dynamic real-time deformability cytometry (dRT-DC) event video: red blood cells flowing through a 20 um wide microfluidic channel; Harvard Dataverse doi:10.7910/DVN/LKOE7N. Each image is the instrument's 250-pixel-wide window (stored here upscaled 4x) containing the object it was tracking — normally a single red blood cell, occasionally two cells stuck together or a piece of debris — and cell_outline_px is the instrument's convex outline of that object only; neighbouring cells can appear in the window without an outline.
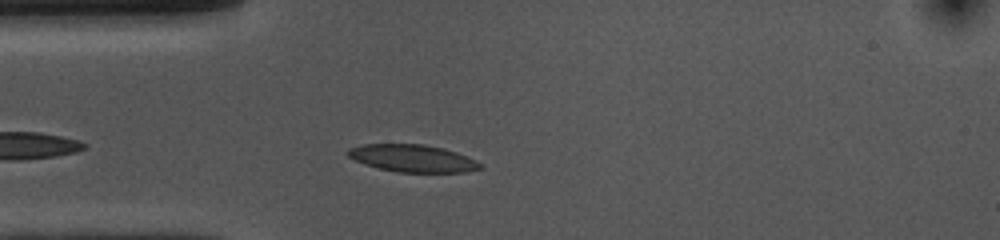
{"species": "common noctule bat (a hibernating species)", "species_latin": "Nyctalus noctula", "temperature_condition": "cold", "stored_images_in_passage": 20, "camera_frame_rate_fps": 3000, "um_per_image_px": 0.085, "animal": {"sex": "female", "body_mass_g": 10.0, "forearm_length_mm": 53.1}, "frame": {"image": 1, "passage_image": 5, "time_ms": 1.333, "image_size_px": [1000, 240], "cell_outline_px": [[484, 168], [468, 172], [396, 172], [364, 164], [348, 156], [344, 152], [348, 148], [360, 144], [424, 144], [444, 148], [456, 152], [476, 160], [484, 164]], "centroid_in_image_um": [35.09, 13.45], "position_along_channel_um": 49.9, "area_um2": 21.33}}
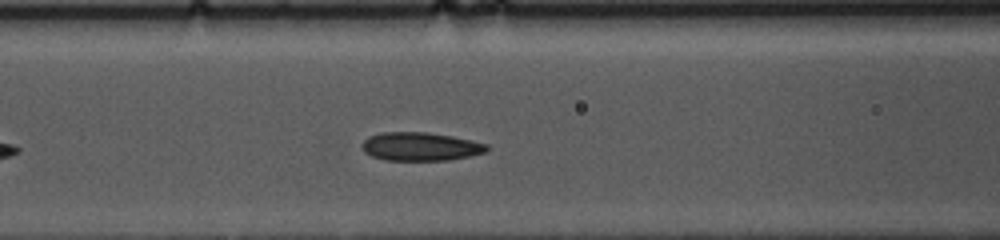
{"frame": {"image": 2, "passage_image": 12, "time_ms": 3.667, "image_size_px": [1000, 240], "cell_outline_px": [[488, 148], [484, 152], [472, 156], [448, 160], [384, 160], [372, 156], [364, 152], [360, 144], [368, 136], [380, 132], [428, 132], [452, 136], [488, 144]], "centroid_in_image_um": [35.7, 12.45], "position_along_channel_um": 130.9, "area_um2": 20.81}}
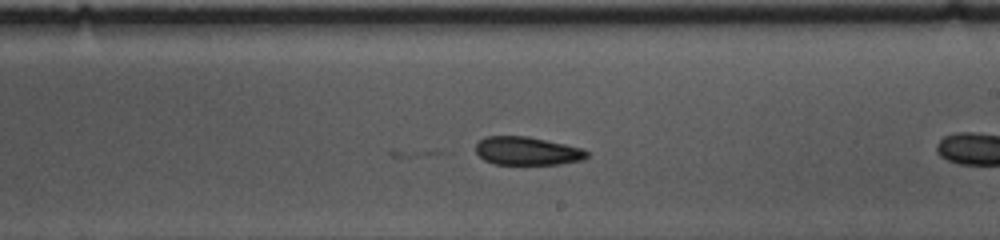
{"frame": {"image": 3, "passage_image": 18, "time_ms": 5.667, "image_size_px": [1000, 240], "cell_outline_px": [[588, 156], [584, 160], [560, 164], [496, 164], [484, 160], [476, 152], [476, 144], [484, 136], [528, 136], [584, 148], [588, 152]], "centroid_in_image_um": [44.84, 12.83], "position_along_channel_um": 244.2, "area_um2": 18.44}}